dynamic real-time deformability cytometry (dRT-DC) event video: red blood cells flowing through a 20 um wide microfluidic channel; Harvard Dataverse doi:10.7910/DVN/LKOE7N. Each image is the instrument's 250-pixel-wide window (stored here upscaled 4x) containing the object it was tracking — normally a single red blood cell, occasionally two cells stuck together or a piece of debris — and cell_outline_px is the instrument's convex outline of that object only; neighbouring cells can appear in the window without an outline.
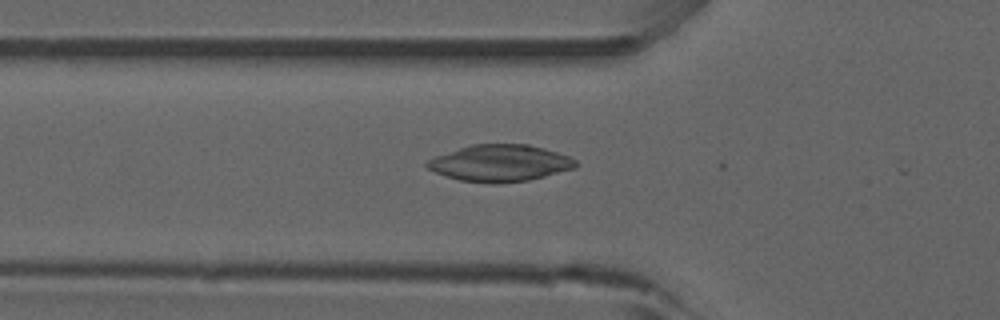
{"species": "common noctule bat (a hibernating species)", "species_latin": "Nyctalus noctula", "temperature_condition": "room temperature", "stored_images_in_passage": 11, "camera_frame_rate_fps": 3000, "um_per_image_px": 0.085, "animal": {"sex": "male", "forearm_length_mm": 52.5}, "frame": {"image": 1, "passage_image": 9, "time_ms": 2.667, "image_size_px": [1000, 320], "cell_outline_px": [[580, 164], [576, 168], [528, 180], [492, 184], [460, 180], [436, 172], [428, 168], [424, 164], [428, 160], [436, 156], [472, 144], [528, 144], [544, 148], [568, 156], [576, 160]], "centroid_in_image_um": [42.53, 13.86], "position_along_channel_um": 83.3, "area_um2": 31.56}}